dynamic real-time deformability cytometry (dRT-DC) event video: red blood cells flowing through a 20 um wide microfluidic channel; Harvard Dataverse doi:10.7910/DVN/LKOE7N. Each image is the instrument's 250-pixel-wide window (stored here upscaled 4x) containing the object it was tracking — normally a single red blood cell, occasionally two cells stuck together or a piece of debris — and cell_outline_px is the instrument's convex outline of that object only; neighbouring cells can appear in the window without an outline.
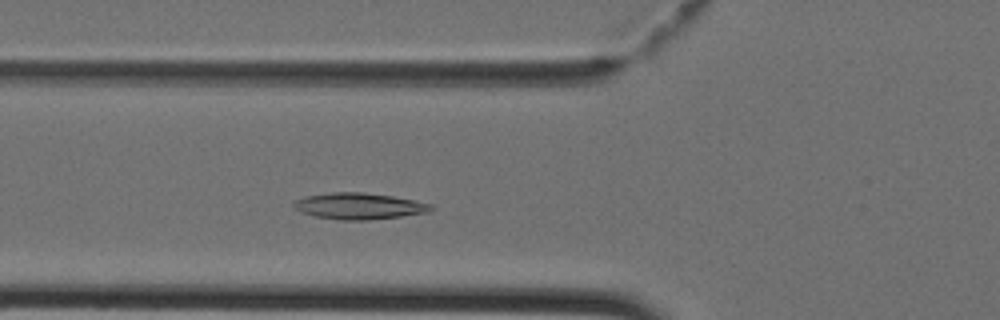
{"species": "Egyptian fruit bat (a non-hibernating species)", "species_latin": "Rousettus aegyptiacus", "temperature_condition": "cold", "stored_images_in_passage": 39, "camera_frame_rate_fps": 3000, "um_per_image_px": 0.085, "animal": {"sex": "female"}, "frame": {"image": 1, "passage_image": 11, "time_ms": 3.333, "image_size_px": [1000, 320], "cell_outline_px": [[436, 208], [428, 212], [400, 216], [368, 220], [340, 220], [312, 216], [300, 212], [292, 208], [292, 200], [304, 196], [332, 192], [364, 192], [392, 196], [432, 204]], "centroid_in_image_um": [30.44, 17.51], "position_along_channel_um": 95.4, "area_um2": 21.33}}
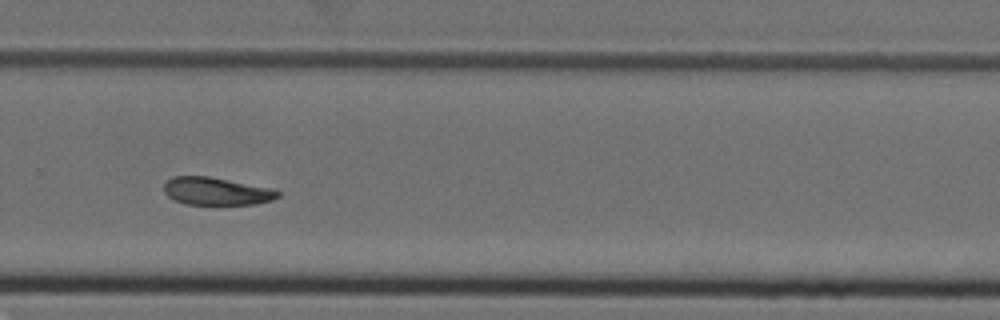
{"frame": {"image": 2, "passage_image": 25, "time_ms": 8.0, "image_size_px": [1000, 320], "cell_outline_px": [[280, 196], [272, 200], [256, 204], [184, 204], [168, 196], [164, 192], [164, 184], [172, 176], [208, 176], [272, 188], [280, 192]], "centroid_in_image_um": [18.4, 16.25], "position_along_channel_um": 311.4, "area_um2": 18.32}}
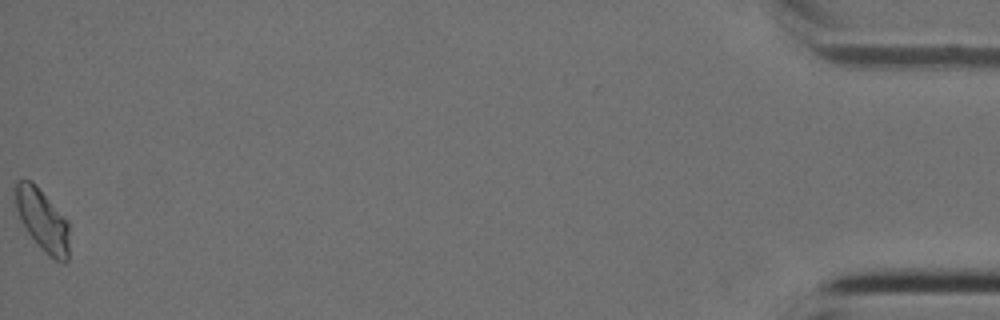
{"frame": {"image": 3, "passage_image": 39, "time_ms": 12.667, "image_size_px": [1000, 320], "cell_outline_px": [[68, 260], [64, 264], [48, 256], [40, 248], [28, 232], [20, 220], [16, 208], [16, 184], [20, 180], [32, 180], [36, 184], [68, 220]], "centroid_in_image_um": [3.63, 18.73], "position_along_channel_um": 431.6, "area_um2": 19.42}}